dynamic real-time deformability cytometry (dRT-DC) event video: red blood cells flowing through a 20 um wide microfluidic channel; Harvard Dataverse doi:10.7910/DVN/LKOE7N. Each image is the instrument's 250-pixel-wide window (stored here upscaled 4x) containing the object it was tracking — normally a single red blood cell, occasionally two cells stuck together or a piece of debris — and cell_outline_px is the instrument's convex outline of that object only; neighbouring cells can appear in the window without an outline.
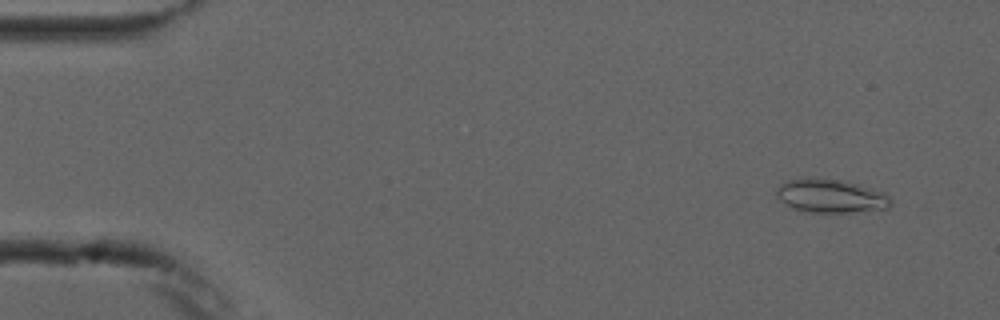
{"species": "common noctule bat (a hibernating species)", "species_latin": "Nyctalus noctula", "temperature_condition": "cold", "stored_images_in_passage": 6, "camera_frame_rate_fps": 3000, "um_per_image_px": 0.085, "animal": {"sex": "male", "forearm_length_mm": 52.5}, "frame": {"image": 1, "passage_image": 1, "time_ms": 0.0, "image_size_px": [1000, 320], "cell_outline_px": [[892, 204], [888, 208], [852, 212], [804, 212], [792, 208], [780, 200], [776, 196], [776, 188], [780, 184], [788, 180], [820, 176], [840, 180], [872, 188], [884, 192], [892, 200]], "centroid_in_image_um": [70.59, 16.64], "position_along_channel_um": 14.4, "area_um2": 22.6}}
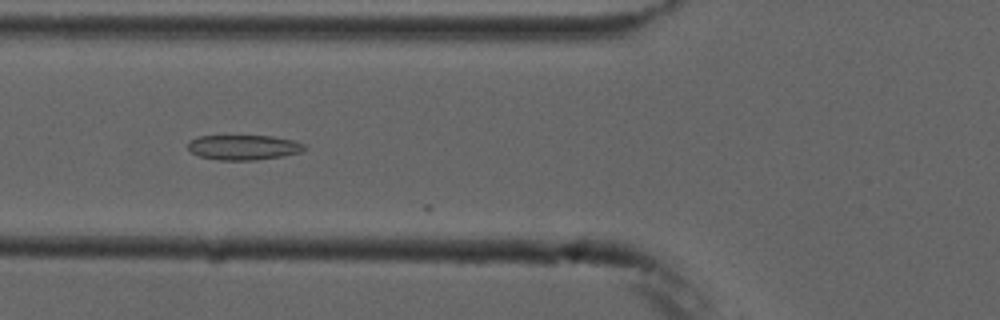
{"frame": {"image": 2, "passage_image": 5, "time_ms": 5.333, "image_size_px": [1000, 320], "cell_outline_px": [[308, 148], [300, 152], [284, 156], [256, 160], [220, 160], [200, 156], [192, 152], [188, 148], [188, 140], [200, 136], [272, 136], [292, 140], [304, 144]], "centroid_in_image_um": [20.72, 12.52], "position_along_channel_um": 105.1, "area_um2": 16.94}}